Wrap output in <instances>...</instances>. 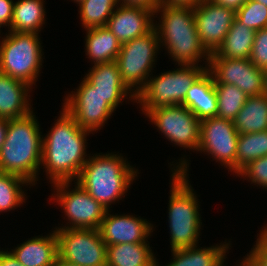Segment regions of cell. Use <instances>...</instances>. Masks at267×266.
Returning a JSON list of instances; mask_svg holds the SVG:
<instances>
[{
	"label": "cell",
	"mask_w": 267,
	"mask_h": 266,
	"mask_svg": "<svg viewBox=\"0 0 267 266\" xmlns=\"http://www.w3.org/2000/svg\"><path fill=\"white\" fill-rule=\"evenodd\" d=\"M56 121L42 137L41 167L44 166L51 184L75 182L90 157L86 154V139L92 132L81 128L63 107Z\"/></svg>",
	"instance_id": "obj_1"
},
{
	"label": "cell",
	"mask_w": 267,
	"mask_h": 266,
	"mask_svg": "<svg viewBox=\"0 0 267 266\" xmlns=\"http://www.w3.org/2000/svg\"><path fill=\"white\" fill-rule=\"evenodd\" d=\"M161 12V13H160ZM160 13L159 23L155 21L160 45L165 46L170 57L182 65H198L204 59L208 67L211 54L201 44L194 20V8L161 4L154 15Z\"/></svg>",
	"instance_id": "obj_2"
},
{
	"label": "cell",
	"mask_w": 267,
	"mask_h": 266,
	"mask_svg": "<svg viewBox=\"0 0 267 266\" xmlns=\"http://www.w3.org/2000/svg\"><path fill=\"white\" fill-rule=\"evenodd\" d=\"M35 113L8 119L5 142L0 150V172L18 175L36 185L42 161V133Z\"/></svg>",
	"instance_id": "obj_3"
},
{
	"label": "cell",
	"mask_w": 267,
	"mask_h": 266,
	"mask_svg": "<svg viewBox=\"0 0 267 266\" xmlns=\"http://www.w3.org/2000/svg\"><path fill=\"white\" fill-rule=\"evenodd\" d=\"M187 163L188 160L181 158L176 163L177 166L170 165L174 166L173 170L171 169L172 182L168 205L171 250L187 248L199 243L202 220L197 196L188 180L189 163Z\"/></svg>",
	"instance_id": "obj_4"
},
{
	"label": "cell",
	"mask_w": 267,
	"mask_h": 266,
	"mask_svg": "<svg viewBox=\"0 0 267 266\" xmlns=\"http://www.w3.org/2000/svg\"><path fill=\"white\" fill-rule=\"evenodd\" d=\"M123 156L114 153L88 157L76 182L97 202L109 210L116 201L125 197L139 174Z\"/></svg>",
	"instance_id": "obj_5"
},
{
	"label": "cell",
	"mask_w": 267,
	"mask_h": 266,
	"mask_svg": "<svg viewBox=\"0 0 267 266\" xmlns=\"http://www.w3.org/2000/svg\"><path fill=\"white\" fill-rule=\"evenodd\" d=\"M8 32L0 41V72L33 86L44 57L41 37L37 33Z\"/></svg>",
	"instance_id": "obj_6"
},
{
	"label": "cell",
	"mask_w": 267,
	"mask_h": 266,
	"mask_svg": "<svg viewBox=\"0 0 267 266\" xmlns=\"http://www.w3.org/2000/svg\"><path fill=\"white\" fill-rule=\"evenodd\" d=\"M199 65L180 64L176 70L150 76L135 101L142 111L182 104L192 84L208 68Z\"/></svg>",
	"instance_id": "obj_7"
},
{
	"label": "cell",
	"mask_w": 267,
	"mask_h": 266,
	"mask_svg": "<svg viewBox=\"0 0 267 266\" xmlns=\"http://www.w3.org/2000/svg\"><path fill=\"white\" fill-rule=\"evenodd\" d=\"M160 48L161 45L155 28L147 34L121 45L115 62L122 81L134 94L137 95L146 85Z\"/></svg>",
	"instance_id": "obj_8"
},
{
	"label": "cell",
	"mask_w": 267,
	"mask_h": 266,
	"mask_svg": "<svg viewBox=\"0 0 267 266\" xmlns=\"http://www.w3.org/2000/svg\"><path fill=\"white\" fill-rule=\"evenodd\" d=\"M75 188L70 190L71 181L54 183L53 199L63 208L67 216L69 226L58 228L65 229H97L100 226L107 209L97 202L88 192L77 182ZM56 187V188H55Z\"/></svg>",
	"instance_id": "obj_9"
},
{
	"label": "cell",
	"mask_w": 267,
	"mask_h": 266,
	"mask_svg": "<svg viewBox=\"0 0 267 266\" xmlns=\"http://www.w3.org/2000/svg\"><path fill=\"white\" fill-rule=\"evenodd\" d=\"M58 257L78 266H106L107 245L97 229L56 228Z\"/></svg>",
	"instance_id": "obj_10"
},
{
	"label": "cell",
	"mask_w": 267,
	"mask_h": 266,
	"mask_svg": "<svg viewBox=\"0 0 267 266\" xmlns=\"http://www.w3.org/2000/svg\"><path fill=\"white\" fill-rule=\"evenodd\" d=\"M142 112L168 141L183 149L198 150L201 121L189 108L179 104Z\"/></svg>",
	"instance_id": "obj_11"
},
{
	"label": "cell",
	"mask_w": 267,
	"mask_h": 266,
	"mask_svg": "<svg viewBox=\"0 0 267 266\" xmlns=\"http://www.w3.org/2000/svg\"><path fill=\"white\" fill-rule=\"evenodd\" d=\"M239 133L233 121L217 116L203 119L200 123L198 152L213 157L236 174V152Z\"/></svg>",
	"instance_id": "obj_12"
},
{
	"label": "cell",
	"mask_w": 267,
	"mask_h": 266,
	"mask_svg": "<svg viewBox=\"0 0 267 266\" xmlns=\"http://www.w3.org/2000/svg\"><path fill=\"white\" fill-rule=\"evenodd\" d=\"M62 106L81 128L93 133L103 128L115 111L85 78L65 97Z\"/></svg>",
	"instance_id": "obj_13"
},
{
	"label": "cell",
	"mask_w": 267,
	"mask_h": 266,
	"mask_svg": "<svg viewBox=\"0 0 267 266\" xmlns=\"http://www.w3.org/2000/svg\"><path fill=\"white\" fill-rule=\"evenodd\" d=\"M207 69L214 78V84H233L248 97L263 94V70L250 59L210 58Z\"/></svg>",
	"instance_id": "obj_14"
},
{
	"label": "cell",
	"mask_w": 267,
	"mask_h": 266,
	"mask_svg": "<svg viewBox=\"0 0 267 266\" xmlns=\"http://www.w3.org/2000/svg\"><path fill=\"white\" fill-rule=\"evenodd\" d=\"M235 18V10L217 5L213 0H203L194 7L197 33L210 54L224 41Z\"/></svg>",
	"instance_id": "obj_15"
},
{
	"label": "cell",
	"mask_w": 267,
	"mask_h": 266,
	"mask_svg": "<svg viewBox=\"0 0 267 266\" xmlns=\"http://www.w3.org/2000/svg\"><path fill=\"white\" fill-rule=\"evenodd\" d=\"M107 210L98 231L106 245L149 242L153 225L134 215H112Z\"/></svg>",
	"instance_id": "obj_16"
},
{
	"label": "cell",
	"mask_w": 267,
	"mask_h": 266,
	"mask_svg": "<svg viewBox=\"0 0 267 266\" xmlns=\"http://www.w3.org/2000/svg\"><path fill=\"white\" fill-rule=\"evenodd\" d=\"M154 13L142 7L118 5L105 26L121 44L141 37L154 28Z\"/></svg>",
	"instance_id": "obj_17"
},
{
	"label": "cell",
	"mask_w": 267,
	"mask_h": 266,
	"mask_svg": "<svg viewBox=\"0 0 267 266\" xmlns=\"http://www.w3.org/2000/svg\"><path fill=\"white\" fill-rule=\"evenodd\" d=\"M84 78L105 98V102L114 110L128 94L130 100H136V94L122 81L115 61L94 64Z\"/></svg>",
	"instance_id": "obj_18"
},
{
	"label": "cell",
	"mask_w": 267,
	"mask_h": 266,
	"mask_svg": "<svg viewBox=\"0 0 267 266\" xmlns=\"http://www.w3.org/2000/svg\"><path fill=\"white\" fill-rule=\"evenodd\" d=\"M30 89L27 83L0 72V118L18 119L30 114Z\"/></svg>",
	"instance_id": "obj_19"
},
{
	"label": "cell",
	"mask_w": 267,
	"mask_h": 266,
	"mask_svg": "<svg viewBox=\"0 0 267 266\" xmlns=\"http://www.w3.org/2000/svg\"><path fill=\"white\" fill-rule=\"evenodd\" d=\"M9 252L24 266H53L58 257L56 232L28 239Z\"/></svg>",
	"instance_id": "obj_20"
},
{
	"label": "cell",
	"mask_w": 267,
	"mask_h": 266,
	"mask_svg": "<svg viewBox=\"0 0 267 266\" xmlns=\"http://www.w3.org/2000/svg\"><path fill=\"white\" fill-rule=\"evenodd\" d=\"M183 106L189 108L202 121L217 115V95L214 78L206 69L187 91Z\"/></svg>",
	"instance_id": "obj_21"
},
{
	"label": "cell",
	"mask_w": 267,
	"mask_h": 266,
	"mask_svg": "<svg viewBox=\"0 0 267 266\" xmlns=\"http://www.w3.org/2000/svg\"><path fill=\"white\" fill-rule=\"evenodd\" d=\"M230 241L211 247L197 245L171 250L173 258L166 266H222L226 259V252L230 249ZM159 266V264H158Z\"/></svg>",
	"instance_id": "obj_22"
},
{
	"label": "cell",
	"mask_w": 267,
	"mask_h": 266,
	"mask_svg": "<svg viewBox=\"0 0 267 266\" xmlns=\"http://www.w3.org/2000/svg\"><path fill=\"white\" fill-rule=\"evenodd\" d=\"M255 32V30L241 24L235 18L224 41L214 53H211L210 58L249 59Z\"/></svg>",
	"instance_id": "obj_23"
},
{
	"label": "cell",
	"mask_w": 267,
	"mask_h": 266,
	"mask_svg": "<svg viewBox=\"0 0 267 266\" xmlns=\"http://www.w3.org/2000/svg\"><path fill=\"white\" fill-rule=\"evenodd\" d=\"M106 266H158L149 242L107 245Z\"/></svg>",
	"instance_id": "obj_24"
},
{
	"label": "cell",
	"mask_w": 267,
	"mask_h": 266,
	"mask_svg": "<svg viewBox=\"0 0 267 266\" xmlns=\"http://www.w3.org/2000/svg\"><path fill=\"white\" fill-rule=\"evenodd\" d=\"M85 30V52L88 59L94 64L114 62L122 44L112 32L105 26Z\"/></svg>",
	"instance_id": "obj_25"
},
{
	"label": "cell",
	"mask_w": 267,
	"mask_h": 266,
	"mask_svg": "<svg viewBox=\"0 0 267 266\" xmlns=\"http://www.w3.org/2000/svg\"><path fill=\"white\" fill-rule=\"evenodd\" d=\"M44 0H18L13 6V17L8 31L39 34L45 23Z\"/></svg>",
	"instance_id": "obj_26"
},
{
	"label": "cell",
	"mask_w": 267,
	"mask_h": 266,
	"mask_svg": "<svg viewBox=\"0 0 267 266\" xmlns=\"http://www.w3.org/2000/svg\"><path fill=\"white\" fill-rule=\"evenodd\" d=\"M239 134L256 133L267 130V96L247 97L242 109L233 120Z\"/></svg>",
	"instance_id": "obj_27"
},
{
	"label": "cell",
	"mask_w": 267,
	"mask_h": 266,
	"mask_svg": "<svg viewBox=\"0 0 267 266\" xmlns=\"http://www.w3.org/2000/svg\"><path fill=\"white\" fill-rule=\"evenodd\" d=\"M267 155V130L239 134L236 152V174L251 161Z\"/></svg>",
	"instance_id": "obj_28"
},
{
	"label": "cell",
	"mask_w": 267,
	"mask_h": 266,
	"mask_svg": "<svg viewBox=\"0 0 267 266\" xmlns=\"http://www.w3.org/2000/svg\"><path fill=\"white\" fill-rule=\"evenodd\" d=\"M118 0H83L79 3V14L85 29L104 27L111 17Z\"/></svg>",
	"instance_id": "obj_29"
},
{
	"label": "cell",
	"mask_w": 267,
	"mask_h": 266,
	"mask_svg": "<svg viewBox=\"0 0 267 266\" xmlns=\"http://www.w3.org/2000/svg\"><path fill=\"white\" fill-rule=\"evenodd\" d=\"M23 185L31 183L18 175L0 172V212L15 210L25 202Z\"/></svg>",
	"instance_id": "obj_30"
},
{
	"label": "cell",
	"mask_w": 267,
	"mask_h": 266,
	"mask_svg": "<svg viewBox=\"0 0 267 266\" xmlns=\"http://www.w3.org/2000/svg\"><path fill=\"white\" fill-rule=\"evenodd\" d=\"M217 95V117L233 121L248 96L233 84H214Z\"/></svg>",
	"instance_id": "obj_31"
},
{
	"label": "cell",
	"mask_w": 267,
	"mask_h": 266,
	"mask_svg": "<svg viewBox=\"0 0 267 266\" xmlns=\"http://www.w3.org/2000/svg\"><path fill=\"white\" fill-rule=\"evenodd\" d=\"M236 19L255 31L267 28V7L255 0H248L236 11Z\"/></svg>",
	"instance_id": "obj_32"
},
{
	"label": "cell",
	"mask_w": 267,
	"mask_h": 266,
	"mask_svg": "<svg viewBox=\"0 0 267 266\" xmlns=\"http://www.w3.org/2000/svg\"><path fill=\"white\" fill-rule=\"evenodd\" d=\"M237 176H241L248 181H251V184H257L262 186L263 189H267V155L264 157H260L251 161L247 166H245ZM246 177V178H245Z\"/></svg>",
	"instance_id": "obj_33"
},
{
	"label": "cell",
	"mask_w": 267,
	"mask_h": 266,
	"mask_svg": "<svg viewBox=\"0 0 267 266\" xmlns=\"http://www.w3.org/2000/svg\"><path fill=\"white\" fill-rule=\"evenodd\" d=\"M249 59L259 69H267V28L255 32L252 52Z\"/></svg>",
	"instance_id": "obj_34"
},
{
	"label": "cell",
	"mask_w": 267,
	"mask_h": 266,
	"mask_svg": "<svg viewBox=\"0 0 267 266\" xmlns=\"http://www.w3.org/2000/svg\"><path fill=\"white\" fill-rule=\"evenodd\" d=\"M248 266H267V226L260 230L256 244L245 256Z\"/></svg>",
	"instance_id": "obj_35"
},
{
	"label": "cell",
	"mask_w": 267,
	"mask_h": 266,
	"mask_svg": "<svg viewBox=\"0 0 267 266\" xmlns=\"http://www.w3.org/2000/svg\"><path fill=\"white\" fill-rule=\"evenodd\" d=\"M13 6L14 2L12 0H0V28L3 26H8V29L10 28L13 17Z\"/></svg>",
	"instance_id": "obj_36"
},
{
	"label": "cell",
	"mask_w": 267,
	"mask_h": 266,
	"mask_svg": "<svg viewBox=\"0 0 267 266\" xmlns=\"http://www.w3.org/2000/svg\"><path fill=\"white\" fill-rule=\"evenodd\" d=\"M118 2H120V5L124 6L142 7L153 13L160 5L159 0H118Z\"/></svg>",
	"instance_id": "obj_37"
},
{
	"label": "cell",
	"mask_w": 267,
	"mask_h": 266,
	"mask_svg": "<svg viewBox=\"0 0 267 266\" xmlns=\"http://www.w3.org/2000/svg\"><path fill=\"white\" fill-rule=\"evenodd\" d=\"M0 266H24L8 250L0 249Z\"/></svg>",
	"instance_id": "obj_38"
},
{
	"label": "cell",
	"mask_w": 267,
	"mask_h": 266,
	"mask_svg": "<svg viewBox=\"0 0 267 266\" xmlns=\"http://www.w3.org/2000/svg\"><path fill=\"white\" fill-rule=\"evenodd\" d=\"M203 0H159L160 5H172V6H189L195 7L200 4Z\"/></svg>",
	"instance_id": "obj_39"
},
{
	"label": "cell",
	"mask_w": 267,
	"mask_h": 266,
	"mask_svg": "<svg viewBox=\"0 0 267 266\" xmlns=\"http://www.w3.org/2000/svg\"><path fill=\"white\" fill-rule=\"evenodd\" d=\"M217 5L224 6L226 8H231L237 11L241 6H243L248 0H213Z\"/></svg>",
	"instance_id": "obj_40"
},
{
	"label": "cell",
	"mask_w": 267,
	"mask_h": 266,
	"mask_svg": "<svg viewBox=\"0 0 267 266\" xmlns=\"http://www.w3.org/2000/svg\"><path fill=\"white\" fill-rule=\"evenodd\" d=\"M8 128V119L0 118V150L5 142L6 132Z\"/></svg>",
	"instance_id": "obj_41"
},
{
	"label": "cell",
	"mask_w": 267,
	"mask_h": 266,
	"mask_svg": "<svg viewBox=\"0 0 267 266\" xmlns=\"http://www.w3.org/2000/svg\"><path fill=\"white\" fill-rule=\"evenodd\" d=\"M53 266H78V265L66 262L65 260L61 259L60 257H57Z\"/></svg>",
	"instance_id": "obj_42"
},
{
	"label": "cell",
	"mask_w": 267,
	"mask_h": 266,
	"mask_svg": "<svg viewBox=\"0 0 267 266\" xmlns=\"http://www.w3.org/2000/svg\"><path fill=\"white\" fill-rule=\"evenodd\" d=\"M264 75V91L263 94L267 96V69L263 70Z\"/></svg>",
	"instance_id": "obj_43"
},
{
	"label": "cell",
	"mask_w": 267,
	"mask_h": 266,
	"mask_svg": "<svg viewBox=\"0 0 267 266\" xmlns=\"http://www.w3.org/2000/svg\"><path fill=\"white\" fill-rule=\"evenodd\" d=\"M236 265H238V266H248V264H247V262H246V260H245V257H244V259L241 261V263L236 264ZM222 266H225V265H222Z\"/></svg>",
	"instance_id": "obj_44"
},
{
	"label": "cell",
	"mask_w": 267,
	"mask_h": 266,
	"mask_svg": "<svg viewBox=\"0 0 267 266\" xmlns=\"http://www.w3.org/2000/svg\"><path fill=\"white\" fill-rule=\"evenodd\" d=\"M267 7V0H255Z\"/></svg>",
	"instance_id": "obj_45"
},
{
	"label": "cell",
	"mask_w": 267,
	"mask_h": 266,
	"mask_svg": "<svg viewBox=\"0 0 267 266\" xmlns=\"http://www.w3.org/2000/svg\"><path fill=\"white\" fill-rule=\"evenodd\" d=\"M74 2H76L77 4H79L80 2H82L83 0H72Z\"/></svg>",
	"instance_id": "obj_46"
}]
</instances>
